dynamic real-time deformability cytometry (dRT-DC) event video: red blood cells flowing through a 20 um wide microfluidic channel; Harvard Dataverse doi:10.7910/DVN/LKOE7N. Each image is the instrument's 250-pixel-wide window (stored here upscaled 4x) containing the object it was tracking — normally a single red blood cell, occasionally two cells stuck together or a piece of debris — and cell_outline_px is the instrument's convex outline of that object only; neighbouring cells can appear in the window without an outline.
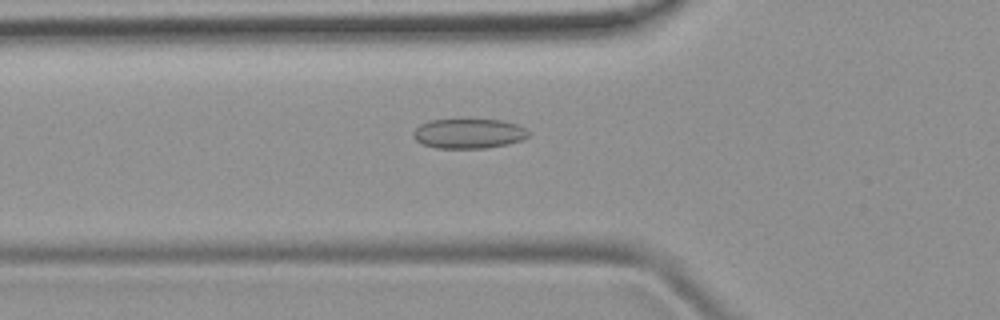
{"species": "common noctule bat (a hibernating species)", "species_latin": "Nyctalus noctula", "temperature_condition": "room temperature", "stored_images_in_passage": 47, "camera_frame_rate_fps": 3000, "um_per_image_px": 0.085, "animal": {"sex": "female", "body_mass_g": 19.9}, "frame": {"image": 1, "passage_image": 15, "time_ms": 4.667, "image_size_px": [1000, 320], "cell_outline_px": [[528, 136], [524, 140], [508, 144], [488, 148], [436, 148], [424, 144], [416, 140], [412, 136], [412, 132], [420, 124], [428, 120], [504, 120], [516, 124], [524, 128], [528, 132]], "centroid_in_image_um": [39.84, 11.36], "position_along_channel_um": 86.0, "area_um2": 20.0}}
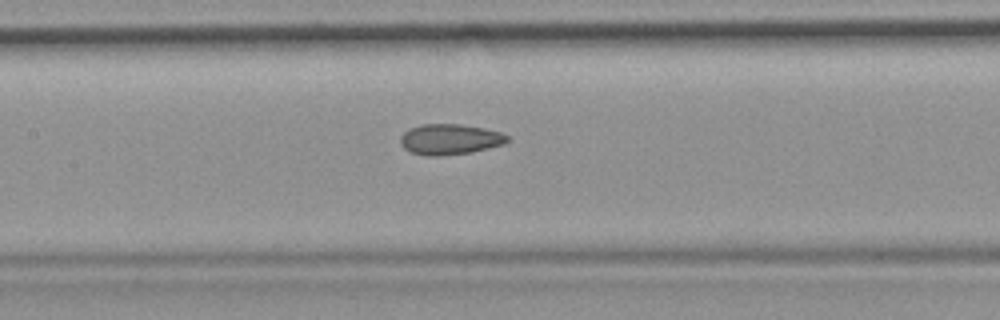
{"frame": {"image": 2, "passage_image": 21, "time_ms": 6.667, "image_size_px": [1000, 320], "cell_outline_px": [[508, 140], [504, 144], [472, 152], [440, 156], [428, 156], [412, 152], [404, 148], [400, 144], [400, 136], [404, 132], [420, 124], [460, 124], [484, 128], [500, 132], [508, 136]], "centroid_in_image_um": [38.23, 11.84], "position_along_channel_um": 169.2, "area_um2": 19.02}}
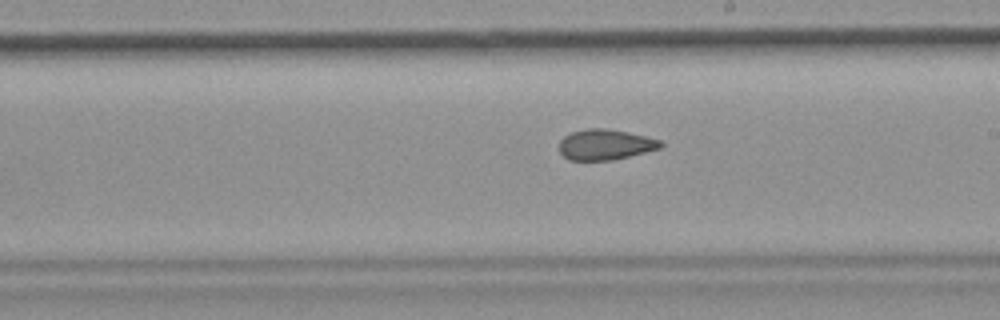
{"frame": {"image": 3, "passage_image": 26, "time_ms": 8.333, "image_size_px": [1000, 320], "cell_outline_px": [[664, 144], [660, 148], [612, 160], [568, 160], [560, 152], [560, 140], [564, 136], [572, 132], [588, 128], [608, 128], [644, 136], [660, 140]], "centroid_in_image_um": [51.42, 12.29], "position_along_channel_um": 237.6, "area_um2": 17.86}}